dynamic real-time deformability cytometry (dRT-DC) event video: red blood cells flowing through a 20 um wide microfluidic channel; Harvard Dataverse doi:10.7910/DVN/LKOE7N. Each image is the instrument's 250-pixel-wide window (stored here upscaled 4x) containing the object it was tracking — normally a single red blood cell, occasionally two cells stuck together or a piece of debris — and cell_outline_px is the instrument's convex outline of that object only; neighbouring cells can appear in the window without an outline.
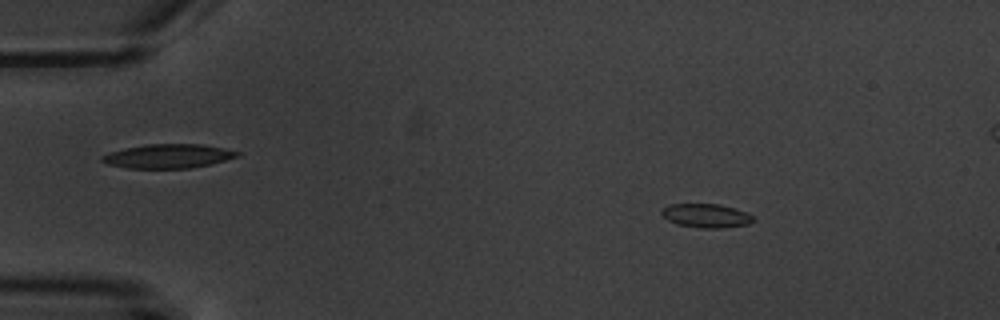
{"species": "common noctule bat (a hibernating species)", "species_latin": "Nyctalus noctula", "temperature_condition": "warm", "stored_images_in_passage": 5, "camera_frame_rate_fps": 3000, "um_per_image_px": 0.085, "animal": {"sex": "male", "body_mass_g": 20.1, "forearm_length_mm": 53.5}, "frame": {"image": 1, "passage_image": 2, "time_ms": 1.0, "image_size_px": [1000, 320], "cell_outline_px": [[756, 220], [748, 224], [724, 228], [700, 228], [676, 224], [668, 220], [660, 212], [668, 204], [720, 204], [748, 212]], "centroid_in_image_um": [60.05, 18.33], "position_along_channel_um": 25.0, "area_um2": 12.83}}